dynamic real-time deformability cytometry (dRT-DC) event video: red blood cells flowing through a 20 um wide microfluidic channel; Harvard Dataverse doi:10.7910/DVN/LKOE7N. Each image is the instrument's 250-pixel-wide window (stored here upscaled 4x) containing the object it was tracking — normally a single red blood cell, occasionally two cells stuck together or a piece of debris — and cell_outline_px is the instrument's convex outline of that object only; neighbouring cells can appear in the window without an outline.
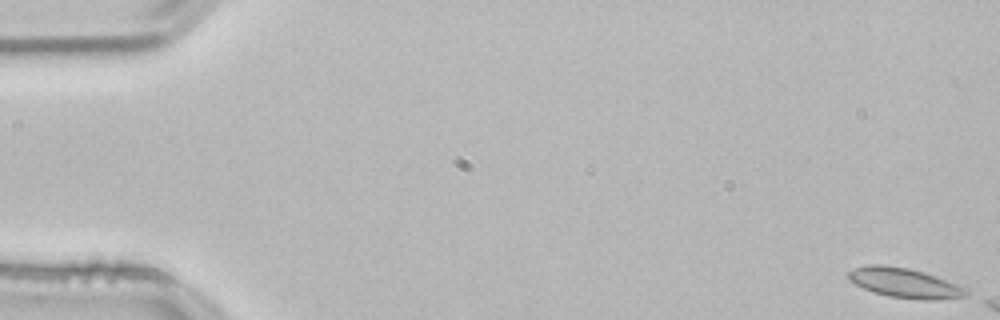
{"species": "common noctule bat (a hibernating species)", "species_latin": "Nyctalus noctula", "temperature_condition": "room temperature", "stored_images_in_passage": 54, "camera_frame_rate_fps": 3000, "um_per_image_px": 0.085, "animal": {"sex": "male", "body_mass_g": 21.5, "forearm_length_mm": 52.0}, "frame": {"image": 1, "passage_image": 1, "time_ms": 0.0, "image_size_px": [1000, 320], "cell_outline_px": [[968, 296], [936, 300], [924, 300], [888, 296], [864, 288], [848, 280], [848, 272], [856, 268], [868, 264], [880, 264], [908, 268], [924, 272], [936, 276], [968, 288]], "centroid_in_image_um": [76.94, 24.05], "position_along_channel_um": 8.1, "area_um2": 20.35}}
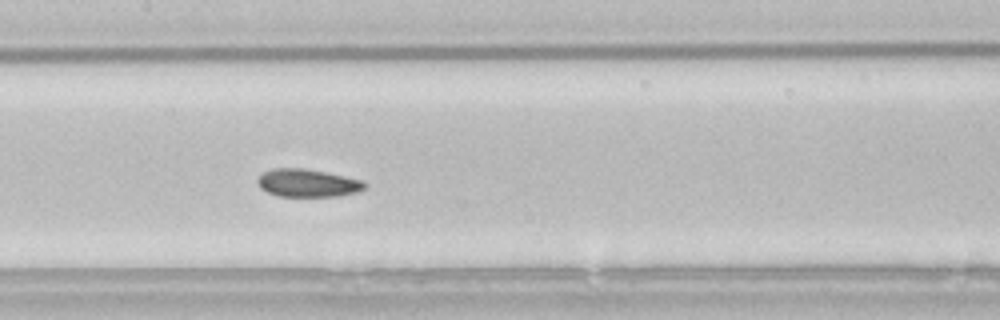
{"frame": {"image": 2, "passage_image": 26, "time_ms": 8.333, "image_size_px": [1000, 320], "cell_outline_px": [[368, 184], [364, 188], [356, 192], [340, 196], [276, 196], [260, 188], [256, 180], [264, 172], [272, 168], [304, 168], [364, 180]], "centroid_in_image_um": [26.15, 15.56], "position_along_channel_um": 181.3, "area_um2": 17.4}}
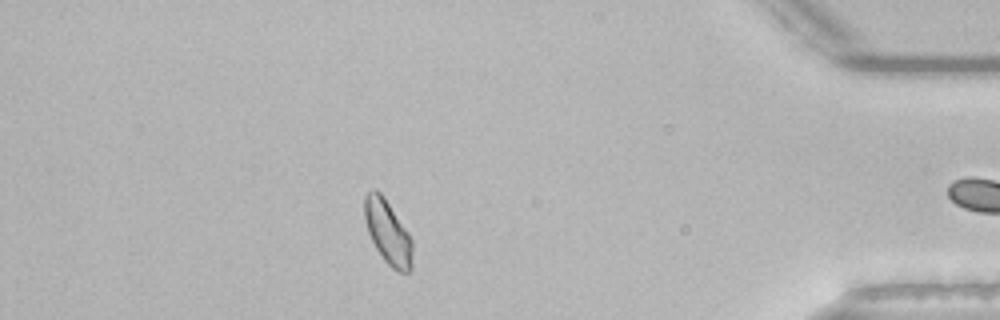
{"frame": {"image": 3, "passage_image": 47, "time_ms": 15.333, "image_size_px": [1000, 320], "cell_outline_px": [[412, 268], [408, 272], [400, 272], [392, 268], [384, 260], [376, 248], [368, 232], [364, 216], [364, 196], [372, 188], [376, 188], [384, 196], [408, 232], [412, 240]], "centroid_in_image_um": [32.96, 19.71], "position_along_channel_um": 402.2, "area_um2": 17.86}, "authors_computed_cell_mechanics": {"area_um2": 17.9758, "velocity_mm_per_s": 3.798, "shape_relaxation_time_tau1_ms": 9.8749, "shape_relaxation_time_tau2_ms": 2.5165, "deformation_change_tau1": 0.1323, "deformation_change_tau2": 0.0643}}